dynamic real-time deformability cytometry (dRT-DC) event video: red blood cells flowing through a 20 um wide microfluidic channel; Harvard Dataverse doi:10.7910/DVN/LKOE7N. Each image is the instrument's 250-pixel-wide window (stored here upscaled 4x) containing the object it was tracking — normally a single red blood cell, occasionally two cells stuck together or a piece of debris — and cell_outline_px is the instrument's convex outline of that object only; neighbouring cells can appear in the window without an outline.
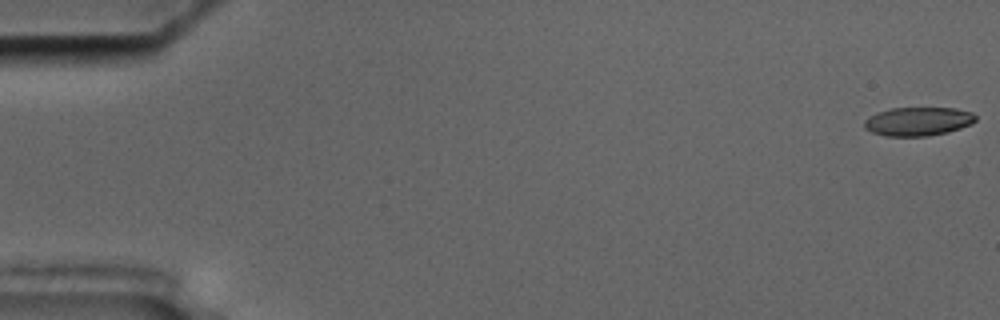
{"species": "common noctule bat (a hibernating species)", "species_latin": "Nyctalus noctula", "temperature_condition": "cold", "stored_images_in_passage": 56, "camera_frame_rate_fps": 3000, "um_per_image_px": 0.085, "animal": {"sex": "male", "body_mass_g": 17.5, "forearm_length_mm": 52.3}, "frame": {"image": 1, "passage_image": 1, "time_ms": 0.0, "image_size_px": [1000, 320], "cell_outline_px": [[976, 120], [972, 124], [948, 132], [928, 136], [884, 136], [872, 132], [864, 128], [864, 120], [868, 116], [876, 112], [892, 108], [956, 108], [972, 112], [976, 116]], "centroid_in_image_um": [78.02, 10.32], "position_along_channel_um": 7.0, "area_um2": 18.79}}
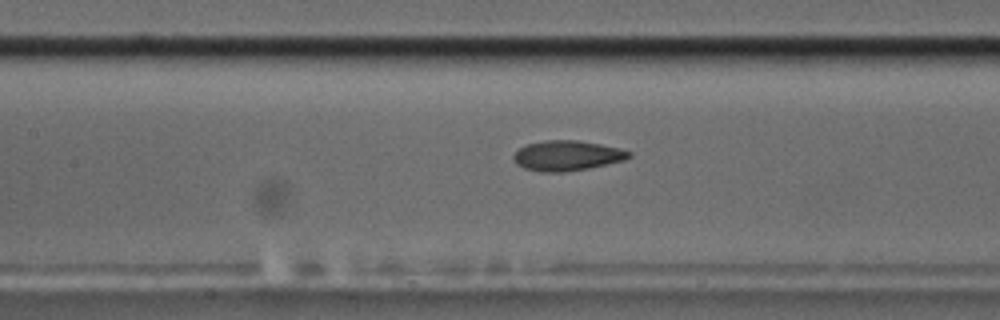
{"frame": {"image": 2, "passage_image": 26, "time_ms": 8.333, "image_size_px": [1000, 320], "cell_outline_px": [[632, 156], [624, 160], [588, 168], [564, 172], [540, 172], [524, 168], [516, 164], [512, 156], [520, 148], [528, 144], [544, 140], [576, 140], [600, 144], [620, 148], [632, 152]], "centroid_in_image_um": [48.2, 13.23], "position_along_channel_um": 159.2, "area_um2": 20.23}}
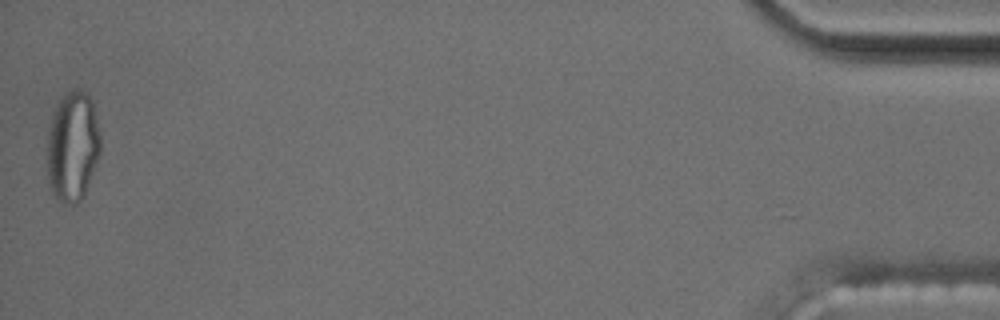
{"frame": {"image": 3, "passage_image": 56, "time_ms": 18.333, "image_size_px": [1000, 320], "cell_outline_px": [[100, 152], [84, 192], [80, 200], [76, 204], [60, 204], [52, 192], [48, 180], [48, 132], [52, 112], [60, 100], [72, 88], [88, 92], [92, 100], [100, 132]], "centroid_in_image_um": [6.17, 12.42], "position_along_channel_um": 429.0, "area_um2": 34.1}, "authors_computed_cell_mechanics": {"area_um2": 20.1722, "velocity_mm_per_s": 3.6182, "shape_relaxation_time_tau1_ms": null, "shape_relaxation_time_tau2_ms": 2.793, "deformation_change_tau1": null, "deformation_change_tau2": 0.1097}}